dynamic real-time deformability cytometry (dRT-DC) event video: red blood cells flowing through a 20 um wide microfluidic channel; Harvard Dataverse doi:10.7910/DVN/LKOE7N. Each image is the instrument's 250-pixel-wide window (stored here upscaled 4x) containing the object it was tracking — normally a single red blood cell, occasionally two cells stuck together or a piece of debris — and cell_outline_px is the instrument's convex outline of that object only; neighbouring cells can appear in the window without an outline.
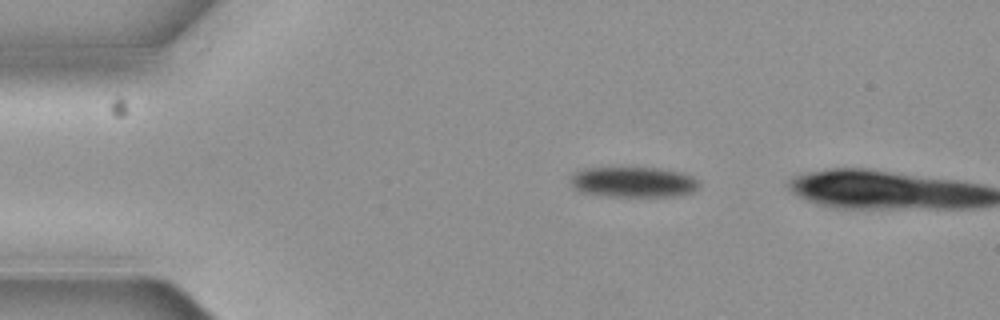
{"species": "common noctule bat (a hibernating species)", "species_latin": "Nyctalus noctula", "temperature_condition": "cold", "stored_images_in_passage": 2, "camera_frame_rate_fps": 3000, "um_per_image_px": 0.085, "animal": {"sex": "female", "body_mass_g": 19.3, "forearm_length_mm": 54.1}, "frame": {"image": 1, "passage_image": 1, "time_ms": 0.0, "image_size_px": [1000, 320], "cell_outline_px": [[700, 188], [692, 192], [676, 196], [604, 196], [580, 192], [572, 188], [568, 180], [568, 176], [584, 168], [660, 168], [680, 172], [692, 176], [700, 180]], "centroid_in_image_um": [53.81, 15.48], "position_along_channel_um": 31.2, "area_um2": 23.24}}